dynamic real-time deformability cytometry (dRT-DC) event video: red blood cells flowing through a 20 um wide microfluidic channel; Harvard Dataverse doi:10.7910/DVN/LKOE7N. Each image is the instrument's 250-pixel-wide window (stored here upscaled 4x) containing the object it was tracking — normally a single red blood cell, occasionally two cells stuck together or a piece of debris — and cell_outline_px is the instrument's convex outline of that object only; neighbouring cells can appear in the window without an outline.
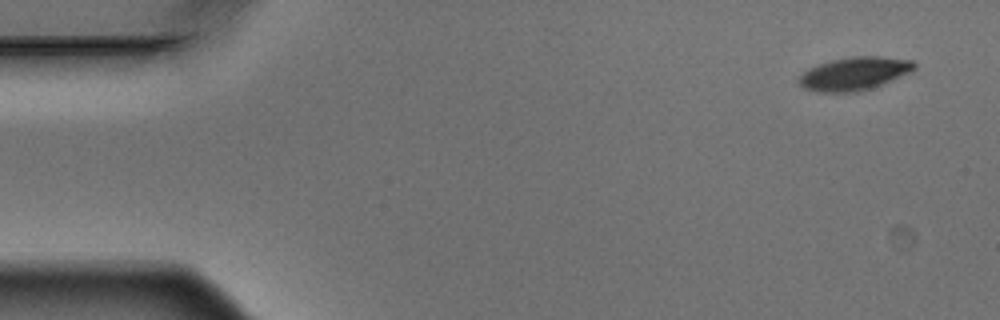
{"species": "Egyptian fruit bat (a non-hibernating species)", "species_latin": "Rousettus aegyptiacus", "temperature_condition": "warm", "stored_images_in_passage": 5, "segment_of_instrument_passage": [1, 2], "camera_frame_rate_fps": 3000, "um_per_image_px": 0.085, "animal": {"sex": "male"}, "frame": {"image": 1, "passage_image": 1, "time_ms": 0.0, "image_size_px": [1000, 320], "cell_outline_px": [[916, 68], [908, 72], [880, 84], [856, 92], [820, 92], [804, 88], [796, 80], [808, 68], [832, 60], [852, 56], [880, 56], [912, 60], [916, 64]], "centroid_in_image_um": [72.58, 6.24], "position_along_channel_um": 12.4, "area_um2": 21.85}}
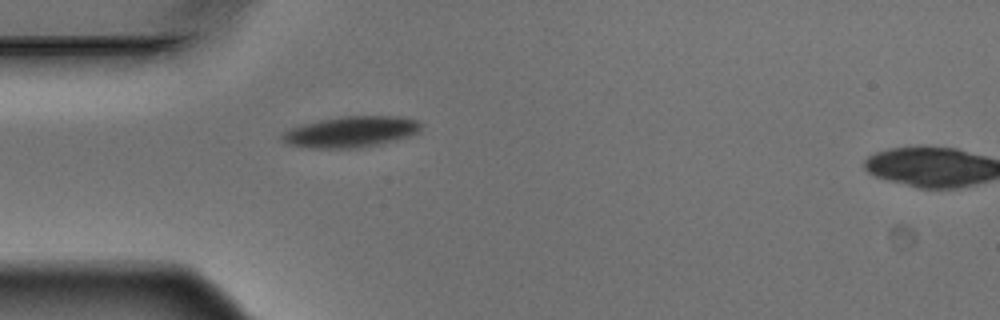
{"frame": {"image": 2, "passage_image": 4, "time_ms": 1.0, "image_size_px": [1000, 320], "cell_outline_px": [[424, 124], [420, 132], [396, 140], [380, 144], [360, 148], [308, 148], [288, 144], [280, 140], [280, 136], [284, 132], [292, 128], [304, 124], [320, 120], [340, 116], [400, 116], [416, 120]], "centroid_in_image_um": [29.86, 11.21], "position_along_channel_um": 55.1, "area_um2": 25.26}}